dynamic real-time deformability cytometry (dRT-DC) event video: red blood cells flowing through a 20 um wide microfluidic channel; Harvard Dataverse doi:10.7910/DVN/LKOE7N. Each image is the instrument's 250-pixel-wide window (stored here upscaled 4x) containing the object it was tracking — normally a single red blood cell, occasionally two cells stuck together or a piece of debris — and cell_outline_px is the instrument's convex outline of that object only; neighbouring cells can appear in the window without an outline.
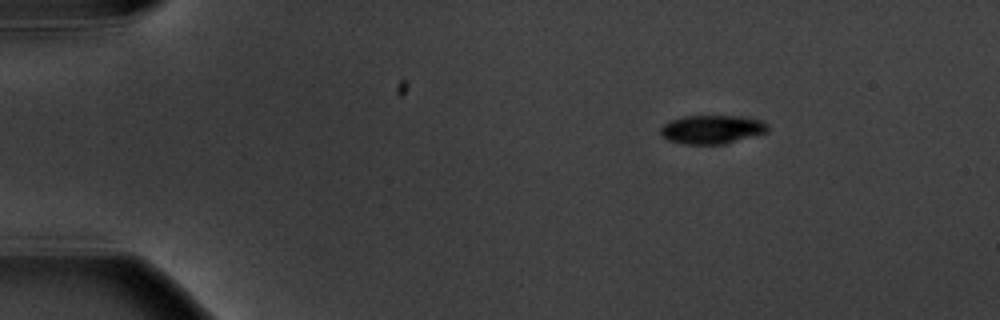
{"species": "common noctule bat (a hibernating species)", "species_latin": "Nyctalus noctula", "temperature_condition": "warm", "stored_images_in_passage": 9, "camera_frame_rate_fps": 3000, "um_per_image_px": 0.085, "animal": {"sex": "male", "body_mass_g": 20.1, "forearm_length_mm": 53.5}, "frame": {"image": 1, "passage_image": 1, "time_ms": 0.0, "image_size_px": [1000, 320], "cell_outline_px": [[768, 132], [724, 144], [688, 144], [668, 140], [660, 136], [660, 128], [664, 124], [672, 120], [684, 116], [744, 116], [760, 120], [768, 124]], "centroid_in_image_um": [60.52, 11.0], "position_along_channel_um": 24.5, "area_um2": 17.92}}
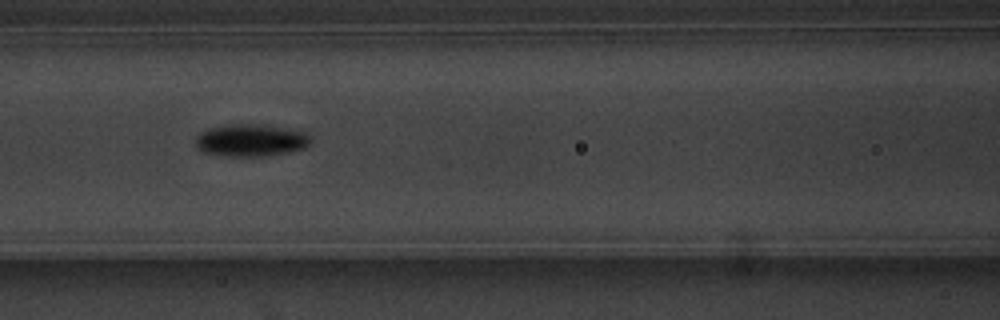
{"frame": {"image": 2, "passage_image": 6, "time_ms": 5.667, "image_size_px": [1000, 320], "cell_outline_px": [[312, 144], [304, 148], [288, 152], [264, 156], [228, 156], [204, 152], [196, 144], [196, 136], [200, 132], [208, 128], [228, 124], [264, 124], [308, 128], [312, 136]], "centroid_in_image_um": [21.5, 11.87], "position_along_channel_um": 145.1, "area_um2": 22.6}}